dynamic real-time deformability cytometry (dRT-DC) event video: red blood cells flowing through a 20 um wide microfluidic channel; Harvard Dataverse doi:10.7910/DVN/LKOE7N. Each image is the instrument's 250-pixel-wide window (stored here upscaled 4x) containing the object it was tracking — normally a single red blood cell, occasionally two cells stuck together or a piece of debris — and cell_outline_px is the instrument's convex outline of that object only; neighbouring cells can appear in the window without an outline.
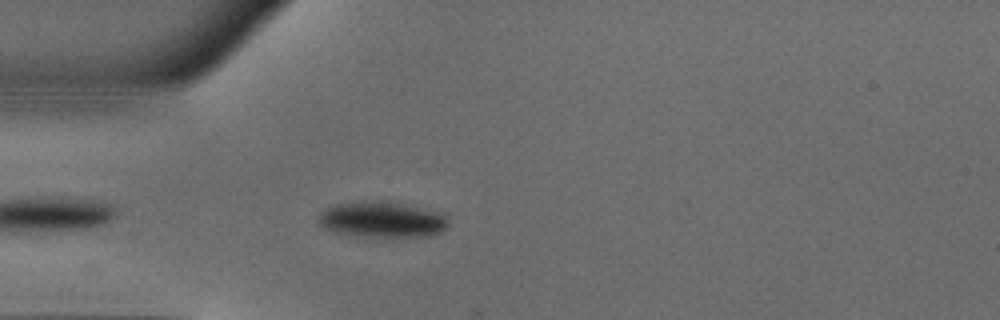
{"species": "common noctule bat (a hibernating species)", "species_latin": "Nyctalus noctula", "temperature_condition": "warm", "stored_images_in_passage": 7, "camera_frame_rate_fps": 3000, "um_per_image_px": 0.085, "animal": {"sex": "male", "body_mass_g": 18.8}, "frame": {"image": 1, "passage_image": 3, "time_ms": 0.667, "image_size_px": [1000, 320], "cell_outline_px": [[448, 224], [440, 232], [428, 236], [364, 236], [332, 232], [324, 228], [316, 220], [320, 212], [336, 204], [380, 200], [388, 200], [444, 212], [448, 216]], "centroid_in_image_um": [32.51, 18.64], "position_along_channel_um": 52.5, "area_um2": 27.34}}
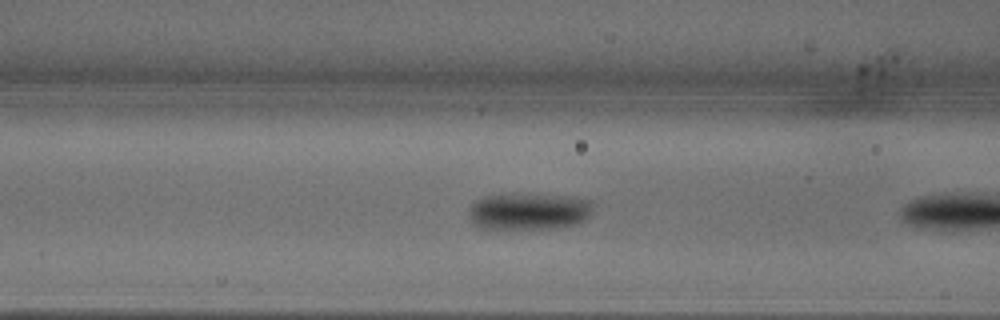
{"frame": {"image": 2, "passage_image": 6, "time_ms": 1.667, "image_size_px": [1000, 320], "cell_outline_px": [[596, 204], [592, 212], [584, 220], [576, 224], [544, 228], [480, 228], [472, 224], [468, 216], [468, 212], [472, 204], [476, 200], [484, 196], [504, 192], [512, 192], [576, 196], [592, 200]], "centroid_in_image_um": [44.95, 17.9], "position_along_channel_um": 121.6, "area_um2": 27.57}}